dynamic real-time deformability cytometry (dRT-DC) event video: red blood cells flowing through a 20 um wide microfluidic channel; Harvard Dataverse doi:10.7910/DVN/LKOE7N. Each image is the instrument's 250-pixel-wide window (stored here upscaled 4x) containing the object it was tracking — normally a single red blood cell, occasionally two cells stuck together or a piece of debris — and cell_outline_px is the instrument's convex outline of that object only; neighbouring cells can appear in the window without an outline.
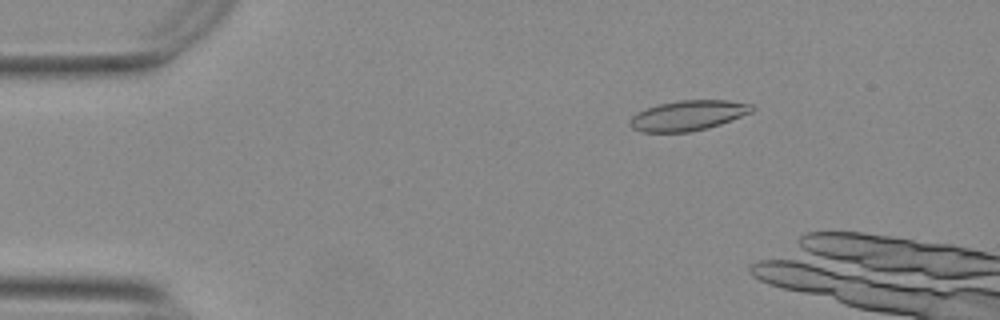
{"species": "Egyptian fruit bat (a non-hibernating species)", "species_latin": "Rousettus aegyptiacus", "temperature_condition": "warm", "stored_images_in_passage": 11, "camera_frame_rate_fps": 3000, "um_per_image_px": 0.085, "animal": {"sex": "female"}, "frame": {"image": 1, "passage_image": 5, "time_ms": 1.333, "image_size_px": [1000, 320], "cell_outline_px": [[756, 108], [752, 112], [720, 124], [708, 128], [688, 132], [640, 132], [632, 128], [628, 124], [628, 120], [636, 112], [656, 104], [680, 100], [728, 100], [752, 104]], "centroid_in_image_um": [58.45, 9.81], "position_along_channel_um": 26.6, "area_um2": 21.68}}